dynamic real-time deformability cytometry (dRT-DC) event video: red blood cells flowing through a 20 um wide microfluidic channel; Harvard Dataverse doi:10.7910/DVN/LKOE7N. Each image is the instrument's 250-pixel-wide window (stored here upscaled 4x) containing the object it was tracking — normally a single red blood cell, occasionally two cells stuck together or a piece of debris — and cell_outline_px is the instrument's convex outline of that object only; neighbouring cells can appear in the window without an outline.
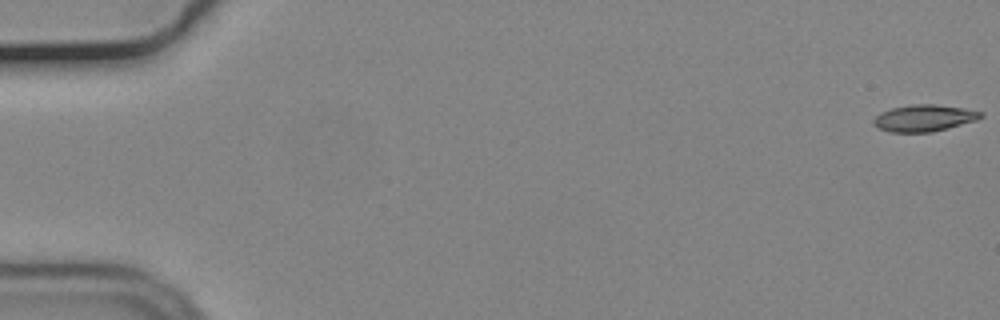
{"species": "common noctule bat (a hibernating species)", "species_latin": "Nyctalus noctula", "temperature_condition": "cold", "stored_images_in_passage": 57, "segment_of_instrument_passage": [1, 2], "camera_frame_rate_fps": 3000, "um_per_image_px": 0.085, "animal": {"sex": "male", "body_mass_g": 19.2, "forearm_length_mm": 51.8}, "frame": {"image": 1, "passage_image": 1, "time_ms": 0.0, "image_size_px": [1000, 320], "cell_outline_px": [[984, 116], [976, 120], [948, 128], [932, 132], [888, 132], [876, 128], [872, 124], [872, 120], [880, 112], [892, 108], [912, 104], [936, 104], [964, 108], [984, 112]], "centroid_in_image_um": [78.52, 10.04], "position_along_channel_um": 6.5, "area_um2": 16.88}}
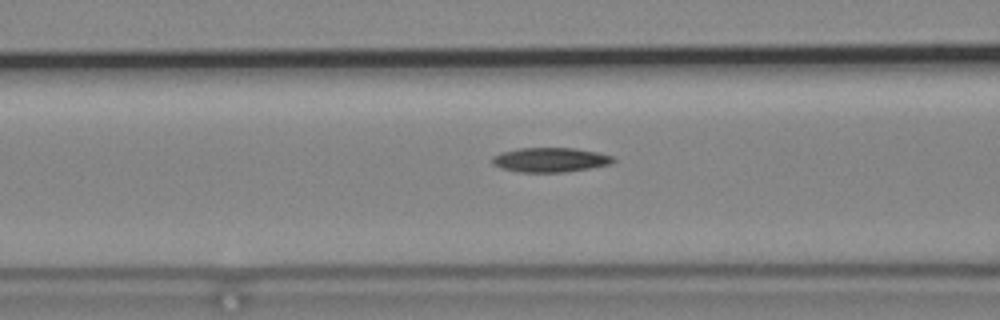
{"frame": {"image": 2, "passage_image": 23, "time_ms": 7.333, "image_size_px": [1000, 320], "cell_outline_px": [[616, 160], [612, 164], [592, 168], [564, 172], [520, 172], [500, 168], [492, 164], [492, 156], [500, 152], [516, 148], [576, 148], [596, 152], [612, 156]], "centroid_in_image_um": [46.75, 13.58], "position_along_channel_um": 119.8, "area_um2": 17.46}}
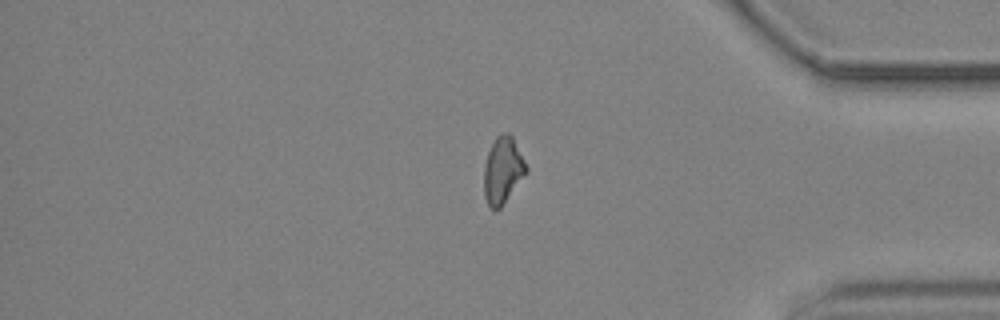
{"frame": {"image": 3, "passage_image": 47, "time_ms": 15.333, "image_size_px": [1000, 320], "cell_outline_px": [[528, 172], [500, 208], [496, 212], [488, 208], [484, 196], [484, 164], [488, 152], [496, 136], [500, 132], [508, 132], [512, 136], [528, 168]], "centroid_in_image_um": [42.72, 14.5], "position_along_channel_um": 392.5, "area_um2": 16.65}}